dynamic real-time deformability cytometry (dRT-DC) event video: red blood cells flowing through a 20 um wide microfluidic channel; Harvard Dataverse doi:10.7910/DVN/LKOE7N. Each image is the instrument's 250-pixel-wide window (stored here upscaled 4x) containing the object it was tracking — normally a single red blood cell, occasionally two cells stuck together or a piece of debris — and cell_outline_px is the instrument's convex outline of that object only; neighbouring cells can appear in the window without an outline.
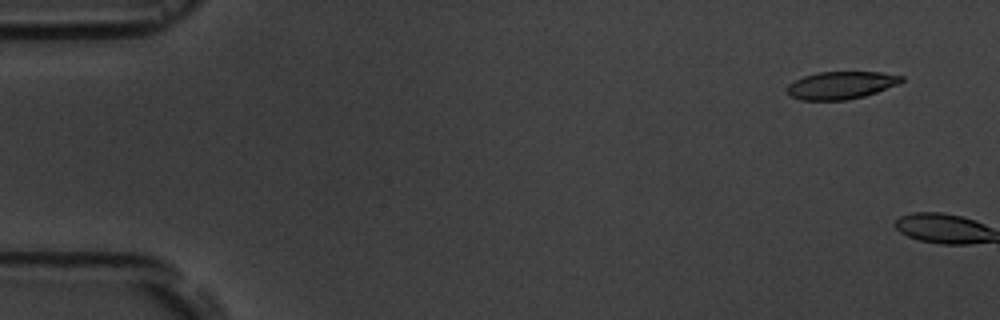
{"species": "common noctule bat (a hibernating species)", "species_latin": "Nyctalus noctula", "temperature_condition": "room temperature", "stored_images_in_passage": 3, "camera_frame_rate_fps": 3000, "um_per_image_px": 0.085, "animal": {"sex": "male", "body_mass_g": 19.5, "forearm_length_mm": 54.6}, "frame": {"image": 1, "passage_image": 2, "time_ms": 1.0, "image_size_px": [1000, 320], "cell_outline_px": [[904, 80], [900, 84], [864, 96], [844, 100], [800, 100], [792, 96], [788, 92], [788, 84], [804, 76], [820, 72], [880, 72], [904, 76]], "centroid_in_image_um": [71.53, 7.24], "position_along_channel_um": 13.5, "area_um2": 18.26}}